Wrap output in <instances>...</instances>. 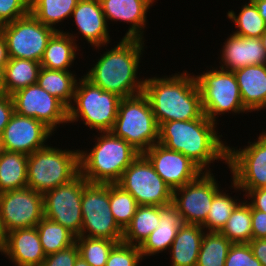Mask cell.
Masks as SVG:
<instances>
[{
  "label": "cell",
  "mask_w": 266,
  "mask_h": 266,
  "mask_svg": "<svg viewBox=\"0 0 266 266\" xmlns=\"http://www.w3.org/2000/svg\"><path fill=\"white\" fill-rule=\"evenodd\" d=\"M216 125L204 114L198 119L164 122L159 126L158 143L182 153L204 172H210L209 164L215 160L227 164L228 146L222 142V135H217Z\"/></svg>",
  "instance_id": "obj_1"
},
{
  "label": "cell",
  "mask_w": 266,
  "mask_h": 266,
  "mask_svg": "<svg viewBox=\"0 0 266 266\" xmlns=\"http://www.w3.org/2000/svg\"><path fill=\"white\" fill-rule=\"evenodd\" d=\"M178 73L145 79L143 94L148 98L159 126L164 122L187 121L203 115L195 75L187 71Z\"/></svg>",
  "instance_id": "obj_2"
},
{
  "label": "cell",
  "mask_w": 266,
  "mask_h": 266,
  "mask_svg": "<svg viewBox=\"0 0 266 266\" xmlns=\"http://www.w3.org/2000/svg\"><path fill=\"white\" fill-rule=\"evenodd\" d=\"M144 42L141 39L122 38L114 48L104 52L83 76L104 91L121 98L143 93L145 79H138L137 74Z\"/></svg>",
  "instance_id": "obj_3"
},
{
  "label": "cell",
  "mask_w": 266,
  "mask_h": 266,
  "mask_svg": "<svg viewBox=\"0 0 266 266\" xmlns=\"http://www.w3.org/2000/svg\"><path fill=\"white\" fill-rule=\"evenodd\" d=\"M90 151L79 149L80 174L89 183L115 184L139 152L112 132H100Z\"/></svg>",
  "instance_id": "obj_4"
},
{
  "label": "cell",
  "mask_w": 266,
  "mask_h": 266,
  "mask_svg": "<svg viewBox=\"0 0 266 266\" xmlns=\"http://www.w3.org/2000/svg\"><path fill=\"white\" fill-rule=\"evenodd\" d=\"M80 173L79 150L46 146L28 155L27 187L41 194L68 183Z\"/></svg>",
  "instance_id": "obj_5"
},
{
  "label": "cell",
  "mask_w": 266,
  "mask_h": 266,
  "mask_svg": "<svg viewBox=\"0 0 266 266\" xmlns=\"http://www.w3.org/2000/svg\"><path fill=\"white\" fill-rule=\"evenodd\" d=\"M83 77V78H82ZM77 82L73 102L68 108V124L81 118L85 126L97 132H111L118 114L121 97L104 91L84 76Z\"/></svg>",
  "instance_id": "obj_6"
},
{
  "label": "cell",
  "mask_w": 266,
  "mask_h": 266,
  "mask_svg": "<svg viewBox=\"0 0 266 266\" xmlns=\"http://www.w3.org/2000/svg\"><path fill=\"white\" fill-rule=\"evenodd\" d=\"M111 132L128 142L140 154L158 143L159 125L143 93L121 99Z\"/></svg>",
  "instance_id": "obj_7"
},
{
  "label": "cell",
  "mask_w": 266,
  "mask_h": 266,
  "mask_svg": "<svg viewBox=\"0 0 266 266\" xmlns=\"http://www.w3.org/2000/svg\"><path fill=\"white\" fill-rule=\"evenodd\" d=\"M213 68L196 75L201 94L203 114L217 123L218 115L225 113H247L234 72Z\"/></svg>",
  "instance_id": "obj_8"
},
{
  "label": "cell",
  "mask_w": 266,
  "mask_h": 266,
  "mask_svg": "<svg viewBox=\"0 0 266 266\" xmlns=\"http://www.w3.org/2000/svg\"><path fill=\"white\" fill-rule=\"evenodd\" d=\"M82 230L79 236L122 242L123 230L110 210L109 184L87 183L82 201Z\"/></svg>",
  "instance_id": "obj_9"
},
{
  "label": "cell",
  "mask_w": 266,
  "mask_h": 266,
  "mask_svg": "<svg viewBox=\"0 0 266 266\" xmlns=\"http://www.w3.org/2000/svg\"><path fill=\"white\" fill-rule=\"evenodd\" d=\"M116 184L129 192L138 205L165 206L173 201L172 188L156 173L143 154H139L124 170Z\"/></svg>",
  "instance_id": "obj_10"
},
{
  "label": "cell",
  "mask_w": 266,
  "mask_h": 266,
  "mask_svg": "<svg viewBox=\"0 0 266 266\" xmlns=\"http://www.w3.org/2000/svg\"><path fill=\"white\" fill-rule=\"evenodd\" d=\"M7 44L9 58L27 59L40 63L47 43L56 32L38 21L30 12L0 26Z\"/></svg>",
  "instance_id": "obj_11"
},
{
  "label": "cell",
  "mask_w": 266,
  "mask_h": 266,
  "mask_svg": "<svg viewBox=\"0 0 266 266\" xmlns=\"http://www.w3.org/2000/svg\"><path fill=\"white\" fill-rule=\"evenodd\" d=\"M248 143L239 150L228 146L227 166L233 176L231 188L236 191L266 188V132Z\"/></svg>",
  "instance_id": "obj_12"
},
{
  "label": "cell",
  "mask_w": 266,
  "mask_h": 266,
  "mask_svg": "<svg viewBox=\"0 0 266 266\" xmlns=\"http://www.w3.org/2000/svg\"><path fill=\"white\" fill-rule=\"evenodd\" d=\"M87 183L79 173L68 183L43 194L44 217L64 226L76 237L82 230L81 201Z\"/></svg>",
  "instance_id": "obj_13"
},
{
  "label": "cell",
  "mask_w": 266,
  "mask_h": 266,
  "mask_svg": "<svg viewBox=\"0 0 266 266\" xmlns=\"http://www.w3.org/2000/svg\"><path fill=\"white\" fill-rule=\"evenodd\" d=\"M44 218L43 194L29 187L0 193V221L6 233L32 228Z\"/></svg>",
  "instance_id": "obj_14"
},
{
  "label": "cell",
  "mask_w": 266,
  "mask_h": 266,
  "mask_svg": "<svg viewBox=\"0 0 266 266\" xmlns=\"http://www.w3.org/2000/svg\"><path fill=\"white\" fill-rule=\"evenodd\" d=\"M211 172H203L194 181L173 190L172 203L185 224L202 225L210 211L214 196L221 190Z\"/></svg>",
  "instance_id": "obj_15"
},
{
  "label": "cell",
  "mask_w": 266,
  "mask_h": 266,
  "mask_svg": "<svg viewBox=\"0 0 266 266\" xmlns=\"http://www.w3.org/2000/svg\"><path fill=\"white\" fill-rule=\"evenodd\" d=\"M11 97L15 113L33 117L43 122L53 132L57 125L68 123V108L38 83L16 91Z\"/></svg>",
  "instance_id": "obj_16"
},
{
  "label": "cell",
  "mask_w": 266,
  "mask_h": 266,
  "mask_svg": "<svg viewBox=\"0 0 266 266\" xmlns=\"http://www.w3.org/2000/svg\"><path fill=\"white\" fill-rule=\"evenodd\" d=\"M143 155L172 190L194 181L204 172L182 153L167 149L159 143L151 146Z\"/></svg>",
  "instance_id": "obj_17"
},
{
  "label": "cell",
  "mask_w": 266,
  "mask_h": 266,
  "mask_svg": "<svg viewBox=\"0 0 266 266\" xmlns=\"http://www.w3.org/2000/svg\"><path fill=\"white\" fill-rule=\"evenodd\" d=\"M52 133L43 122L14 112L1 135L3 149L30 155L46 147Z\"/></svg>",
  "instance_id": "obj_18"
},
{
  "label": "cell",
  "mask_w": 266,
  "mask_h": 266,
  "mask_svg": "<svg viewBox=\"0 0 266 266\" xmlns=\"http://www.w3.org/2000/svg\"><path fill=\"white\" fill-rule=\"evenodd\" d=\"M226 40L220 52L219 68L234 72L246 66L266 64V52L260 38L241 37L232 33Z\"/></svg>",
  "instance_id": "obj_19"
},
{
  "label": "cell",
  "mask_w": 266,
  "mask_h": 266,
  "mask_svg": "<svg viewBox=\"0 0 266 266\" xmlns=\"http://www.w3.org/2000/svg\"><path fill=\"white\" fill-rule=\"evenodd\" d=\"M71 16L78 32L93 48L99 50V47H107L111 42L100 0H79Z\"/></svg>",
  "instance_id": "obj_20"
},
{
  "label": "cell",
  "mask_w": 266,
  "mask_h": 266,
  "mask_svg": "<svg viewBox=\"0 0 266 266\" xmlns=\"http://www.w3.org/2000/svg\"><path fill=\"white\" fill-rule=\"evenodd\" d=\"M154 0H100L106 20L130 23L123 38L144 40L147 12Z\"/></svg>",
  "instance_id": "obj_21"
},
{
  "label": "cell",
  "mask_w": 266,
  "mask_h": 266,
  "mask_svg": "<svg viewBox=\"0 0 266 266\" xmlns=\"http://www.w3.org/2000/svg\"><path fill=\"white\" fill-rule=\"evenodd\" d=\"M4 254L15 266H41L46 258L36 227L8 232Z\"/></svg>",
  "instance_id": "obj_22"
},
{
  "label": "cell",
  "mask_w": 266,
  "mask_h": 266,
  "mask_svg": "<svg viewBox=\"0 0 266 266\" xmlns=\"http://www.w3.org/2000/svg\"><path fill=\"white\" fill-rule=\"evenodd\" d=\"M184 224L177 207L170 203L160 206L159 226L151 232L149 237L139 247L142 258L159 254L170 249L178 229Z\"/></svg>",
  "instance_id": "obj_23"
},
{
  "label": "cell",
  "mask_w": 266,
  "mask_h": 266,
  "mask_svg": "<svg viewBox=\"0 0 266 266\" xmlns=\"http://www.w3.org/2000/svg\"><path fill=\"white\" fill-rule=\"evenodd\" d=\"M241 100L248 112L266 108V64L250 65L234 71Z\"/></svg>",
  "instance_id": "obj_24"
},
{
  "label": "cell",
  "mask_w": 266,
  "mask_h": 266,
  "mask_svg": "<svg viewBox=\"0 0 266 266\" xmlns=\"http://www.w3.org/2000/svg\"><path fill=\"white\" fill-rule=\"evenodd\" d=\"M198 224H183L170 247L171 266H196L205 230Z\"/></svg>",
  "instance_id": "obj_25"
},
{
  "label": "cell",
  "mask_w": 266,
  "mask_h": 266,
  "mask_svg": "<svg viewBox=\"0 0 266 266\" xmlns=\"http://www.w3.org/2000/svg\"><path fill=\"white\" fill-rule=\"evenodd\" d=\"M77 36L69 32L56 31L47 43L43 57L40 61L41 67L50 70L71 71V65L76 59ZM69 69V70H68Z\"/></svg>",
  "instance_id": "obj_26"
},
{
  "label": "cell",
  "mask_w": 266,
  "mask_h": 266,
  "mask_svg": "<svg viewBox=\"0 0 266 266\" xmlns=\"http://www.w3.org/2000/svg\"><path fill=\"white\" fill-rule=\"evenodd\" d=\"M28 155L4 150L0 154V193L27 187Z\"/></svg>",
  "instance_id": "obj_27"
},
{
  "label": "cell",
  "mask_w": 266,
  "mask_h": 266,
  "mask_svg": "<svg viewBox=\"0 0 266 266\" xmlns=\"http://www.w3.org/2000/svg\"><path fill=\"white\" fill-rule=\"evenodd\" d=\"M160 206L138 205L130 224L123 231L124 243L140 247L159 226Z\"/></svg>",
  "instance_id": "obj_28"
},
{
  "label": "cell",
  "mask_w": 266,
  "mask_h": 266,
  "mask_svg": "<svg viewBox=\"0 0 266 266\" xmlns=\"http://www.w3.org/2000/svg\"><path fill=\"white\" fill-rule=\"evenodd\" d=\"M76 78V75L71 71L50 70L41 67L37 83L69 108L73 103L75 88L78 82Z\"/></svg>",
  "instance_id": "obj_29"
},
{
  "label": "cell",
  "mask_w": 266,
  "mask_h": 266,
  "mask_svg": "<svg viewBox=\"0 0 266 266\" xmlns=\"http://www.w3.org/2000/svg\"><path fill=\"white\" fill-rule=\"evenodd\" d=\"M41 64L37 61L9 58L4 68L5 94L12 95L29 85L36 84Z\"/></svg>",
  "instance_id": "obj_30"
},
{
  "label": "cell",
  "mask_w": 266,
  "mask_h": 266,
  "mask_svg": "<svg viewBox=\"0 0 266 266\" xmlns=\"http://www.w3.org/2000/svg\"><path fill=\"white\" fill-rule=\"evenodd\" d=\"M79 0H29V12L44 25L53 28L68 17L71 18L72 12Z\"/></svg>",
  "instance_id": "obj_31"
},
{
  "label": "cell",
  "mask_w": 266,
  "mask_h": 266,
  "mask_svg": "<svg viewBox=\"0 0 266 266\" xmlns=\"http://www.w3.org/2000/svg\"><path fill=\"white\" fill-rule=\"evenodd\" d=\"M36 228L46 256L64 250L76 243V236L72 232L45 217L36 225Z\"/></svg>",
  "instance_id": "obj_32"
},
{
  "label": "cell",
  "mask_w": 266,
  "mask_h": 266,
  "mask_svg": "<svg viewBox=\"0 0 266 266\" xmlns=\"http://www.w3.org/2000/svg\"><path fill=\"white\" fill-rule=\"evenodd\" d=\"M220 233L232 243H249L252 240L251 205L247 200L235 207Z\"/></svg>",
  "instance_id": "obj_33"
},
{
  "label": "cell",
  "mask_w": 266,
  "mask_h": 266,
  "mask_svg": "<svg viewBox=\"0 0 266 266\" xmlns=\"http://www.w3.org/2000/svg\"><path fill=\"white\" fill-rule=\"evenodd\" d=\"M240 10L237 15L234 10L228 11L227 13L228 19L237 27V30L233 34L241 37L260 38L266 31V22L260 16L255 4L249 0Z\"/></svg>",
  "instance_id": "obj_34"
},
{
  "label": "cell",
  "mask_w": 266,
  "mask_h": 266,
  "mask_svg": "<svg viewBox=\"0 0 266 266\" xmlns=\"http://www.w3.org/2000/svg\"><path fill=\"white\" fill-rule=\"evenodd\" d=\"M232 244L220 232L205 231L196 266H225Z\"/></svg>",
  "instance_id": "obj_35"
},
{
  "label": "cell",
  "mask_w": 266,
  "mask_h": 266,
  "mask_svg": "<svg viewBox=\"0 0 266 266\" xmlns=\"http://www.w3.org/2000/svg\"><path fill=\"white\" fill-rule=\"evenodd\" d=\"M109 201L112 215L124 231L135 215L138 207L136 199L115 183L109 184Z\"/></svg>",
  "instance_id": "obj_36"
},
{
  "label": "cell",
  "mask_w": 266,
  "mask_h": 266,
  "mask_svg": "<svg viewBox=\"0 0 266 266\" xmlns=\"http://www.w3.org/2000/svg\"><path fill=\"white\" fill-rule=\"evenodd\" d=\"M223 190H220L213 198L206 221L201 225L206 232H220L231 216L235 207L240 203Z\"/></svg>",
  "instance_id": "obj_37"
},
{
  "label": "cell",
  "mask_w": 266,
  "mask_h": 266,
  "mask_svg": "<svg viewBox=\"0 0 266 266\" xmlns=\"http://www.w3.org/2000/svg\"><path fill=\"white\" fill-rule=\"evenodd\" d=\"M119 242L105 238L76 237L80 256L90 266H105L112 248Z\"/></svg>",
  "instance_id": "obj_38"
},
{
  "label": "cell",
  "mask_w": 266,
  "mask_h": 266,
  "mask_svg": "<svg viewBox=\"0 0 266 266\" xmlns=\"http://www.w3.org/2000/svg\"><path fill=\"white\" fill-rule=\"evenodd\" d=\"M142 259L138 246L122 241L112 248L105 266H138Z\"/></svg>",
  "instance_id": "obj_39"
},
{
  "label": "cell",
  "mask_w": 266,
  "mask_h": 266,
  "mask_svg": "<svg viewBox=\"0 0 266 266\" xmlns=\"http://www.w3.org/2000/svg\"><path fill=\"white\" fill-rule=\"evenodd\" d=\"M225 266H262L253 255L248 243H233L225 260Z\"/></svg>",
  "instance_id": "obj_40"
},
{
  "label": "cell",
  "mask_w": 266,
  "mask_h": 266,
  "mask_svg": "<svg viewBox=\"0 0 266 266\" xmlns=\"http://www.w3.org/2000/svg\"><path fill=\"white\" fill-rule=\"evenodd\" d=\"M29 13V0H0V26Z\"/></svg>",
  "instance_id": "obj_41"
},
{
  "label": "cell",
  "mask_w": 266,
  "mask_h": 266,
  "mask_svg": "<svg viewBox=\"0 0 266 266\" xmlns=\"http://www.w3.org/2000/svg\"><path fill=\"white\" fill-rule=\"evenodd\" d=\"M80 255L78 245L72 246L46 256L41 266H74Z\"/></svg>",
  "instance_id": "obj_42"
},
{
  "label": "cell",
  "mask_w": 266,
  "mask_h": 266,
  "mask_svg": "<svg viewBox=\"0 0 266 266\" xmlns=\"http://www.w3.org/2000/svg\"><path fill=\"white\" fill-rule=\"evenodd\" d=\"M252 239L266 238V213L251 206Z\"/></svg>",
  "instance_id": "obj_43"
},
{
  "label": "cell",
  "mask_w": 266,
  "mask_h": 266,
  "mask_svg": "<svg viewBox=\"0 0 266 266\" xmlns=\"http://www.w3.org/2000/svg\"><path fill=\"white\" fill-rule=\"evenodd\" d=\"M13 113L14 104L11 95H0V135H2Z\"/></svg>",
  "instance_id": "obj_44"
},
{
  "label": "cell",
  "mask_w": 266,
  "mask_h": 266,
  "mask_svg": "<svg viewBox=\"0 0 266 266\" xmlns=\"http://www.w3.org/2000/svg\"><path fill=\"white\" fill-rule=\"evenodd\" d=\"M245 192V199H249L248 203L256 210L266 213V188H258L252 190H242ZM251 198V199H250Z\"/></svg>",
  "instance_id": "obj_45"
},
{
  "label": "cell",
  "mask_w": 266,
  "mask_h": 266,
  "mask_svg": "<svg viewBox=\"0 0 266 266\" xmlns=\"http://www.w3.org/2000/svg\"><path fill=\"white\" fill-rule=\"evenodd\" d=\"M253 255L266 266V238L252 239L249 243Z\"/></svg>",
  "instance_id": "obj_46"
},
{
  "label": "cell",
  "mask_w": 266,
  "mask_h": 266,
  "mask_svg": "<svg viewBox=\"0 0 266 266\" xmlns=\"http://www.w3.org/2000/svg\"><path fill=\"white\" fill-rule=\"evenodd\" d=\"M9 60L7 44L4 36L0 32V67L5 68Z\"/></svg>",
  "instance_id": "obj_47"
},
{
  "label": "cell",
  "mask_w": 266,
  "mask_h": 266,
  "mask_svg": "<svg viewBox=\"0 0 266 266\" xmlns=\"http://www.w3.org/2000/svg\"><path fill=\"white\" fill-rule=\"evenodd\" d=\"M251 1L255 4L260 13V16L266 22V0H251Z\"/></svg>",
  "instance_id": "obj_48"
},
{
  "label": "cell",
  "mask_w": 266,
  "mask_h": 266,
  "mask_svg": "<svg viewBox=\"0 0 266 266\" xmlns=\"http://www.w3.org/2000/svg\"><path fill=\"white\" fill-rule=\"evenodd\" d=\"M6 238H7V233L5 232L2 222L0 221V252L1 254L2 253L4 254L5 252Z\"/></svg>",
  "instance_id": "obj_49"
},
{
  "label": "cell",
  "mask_w": 266,
  "mask_h": 266,
  "mask_svg": "<svg viewBox=\"0 0 266 266\" xmlns=\"http://www.w3.org/2000/svg\"><path fill=\"white\" fill-rule=\"evenodd\" d=\"M5 94L4 89V68L0 67V95Z\"/></svg>",
  "instance_id": "obj_50"
},
{
  "label": "cell",
  "mask_w": 266,
  "mask_h": 266,
  "mask_svg": "<svg viewBox=\"0 0 266 266\" xmlns=\"http://www.w3.org/2000/svg\"><path fill=\"white\" fill-rule=\"evenodd\" d=\"M74 266H90L83 258L82 256H78L77 260L75 261Z\"/></svg>",
  "instance_id": "obj_51"
},
{
  "label": "cell",
  "mask_w": 266,
  "mask_h": 266,
  "mask_svg": "<svg viewBox=\"0 0 266 266\" xmlns=\"http://www.w3.org/2000/svg\"><path fill=\"white\" fill-rule=\"evenodd\" d=\"M261 39V43L265 49V52H266V31L262 34V36L260 37Z\"/></svg>",
  "instance_id": "obj_52"
},
{
  "label": "cell",
  "mask_w": 266,
  "mask_h": 266,
  "mask_svg": "<svg viewBox=\"0 0 266 266\" xmlns=\"http://www.w3.org/2000/svg\"><path fill=\"white\" fill-rule=\"evenodd\" d=\"M4 151L3 145H2V136L0 135V154Z\"/></svg>",
  "instance_id": "obj_53"
}]
</instances>
